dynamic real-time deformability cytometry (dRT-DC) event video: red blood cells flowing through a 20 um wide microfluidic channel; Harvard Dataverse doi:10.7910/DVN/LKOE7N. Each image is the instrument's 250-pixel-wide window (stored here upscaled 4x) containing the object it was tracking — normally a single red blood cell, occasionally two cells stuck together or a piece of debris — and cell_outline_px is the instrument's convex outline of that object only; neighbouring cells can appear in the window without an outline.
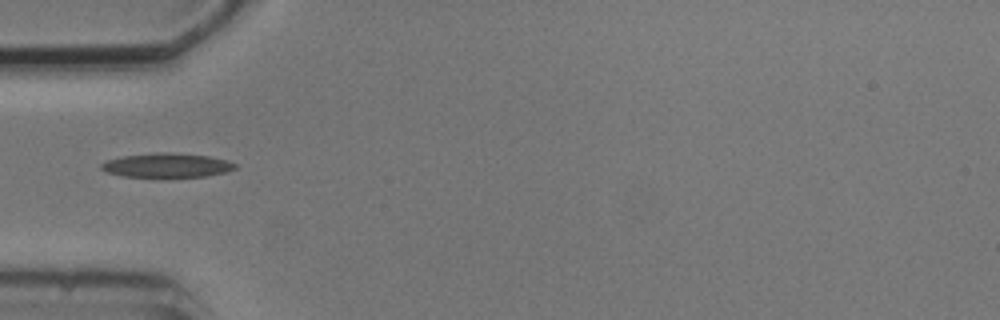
{"species": "common noctule bat (a hibernating species)", "species_latin": "Nyctalus noctula", "temperature_condition": "cold", "stored_images_in_passage": 1, "camera_frame_rate_fps": 3000, "um_per_image_px": 0.085, "animal": {"sex": "male", "body_mass_g": 20.5, "forearm_length_mm": 52.5}, "frame": {"image": 1, "passage_image": 1, "time_ms": 0.0, "image_size_px": [1000, 320], "cell_outline_px": [[236, 168], [224, 172], [208, 176], [124, 176], [108, 172], [100, 168], [100, 164], [104, 160], [124, 156], [156, 152], [172, 152], [208, 156], [228, 160], [236, 164]], "centroid_in_image_um": [14.18, 14.03], "position_along_channel_um": 70.8, "area_um2": 18.67}}